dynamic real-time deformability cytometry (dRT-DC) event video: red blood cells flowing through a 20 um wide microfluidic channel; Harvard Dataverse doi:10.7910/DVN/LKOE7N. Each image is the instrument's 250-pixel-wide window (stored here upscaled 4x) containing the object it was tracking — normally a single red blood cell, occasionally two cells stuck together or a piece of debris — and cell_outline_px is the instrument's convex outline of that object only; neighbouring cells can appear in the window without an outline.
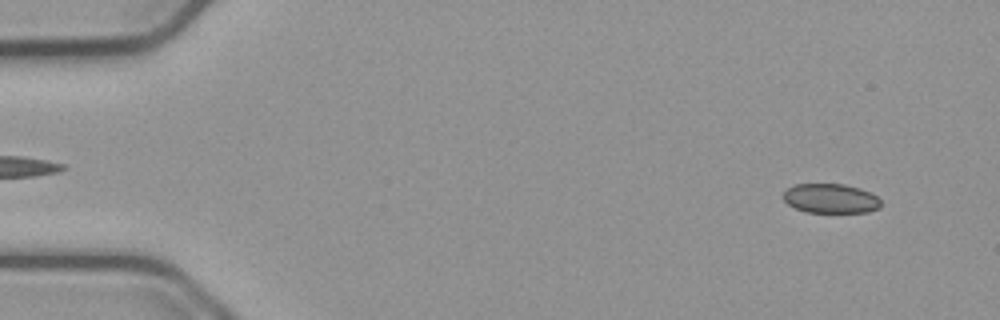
{"species": "common noctule bat (a hibernating species)", "species_latin": "Nyctalus noctula", "temperature_condition": "cold", "stored_images_in_passage": 55, "camera_frame_rate_fps": 3000, "um_per_image_px": 0.085, "animal": {"sex": "male", "body_mass_g": 23.1, "forearm_length_mm": 52.7}, "frame": {"image": 1, "passage_image": 4, "time_ms": 1.0, "image_size_px": [1000, 320], "cell_outline_px": [[880, 208], [868, 212], [804, 212], [788, 204], [780, 196], [788, 188], [796, 184], [844, 184], [860, 188], [876, 196], [880, 200]], "centroid_in_image_um": [70.58, 16.87], "position_along_channel_um": 14.4, "area_um2": 16.76}}
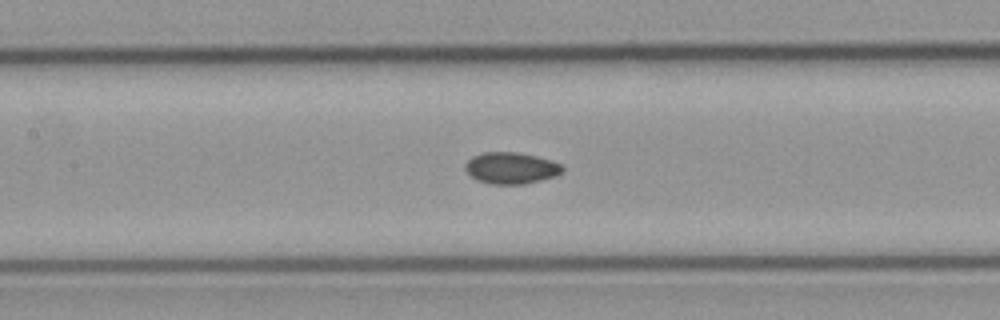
{"frame": {"image": 2, "passage_image": 25, "time_ms": 8.0, "image_size_px": [1000, 320], "cell_outline_px": [[564, 172], [556, 176], [524, 184], [492, 184], [476, 180], [464, 168], [464, 164], [472, 156], [484, 152], [520, 152], [552, 160], [560, 164], [564, 168]], "centroid_in_image_um": [43.45, 14.28], "position_along_channel_um": 163.9, "area_um2": 17.98}}
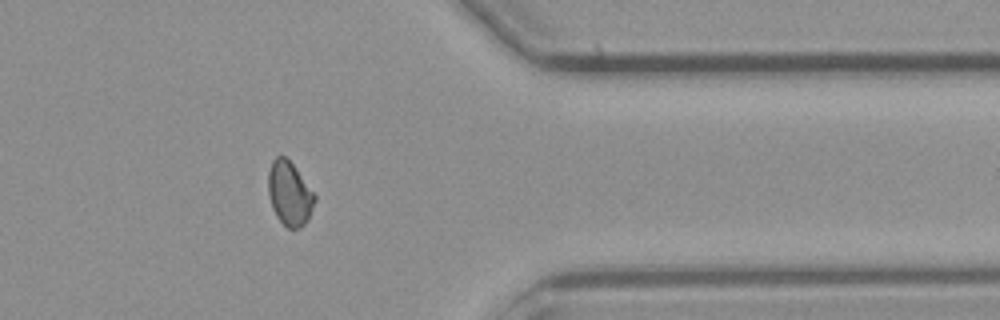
{"frame": {"image": 3, "passage_image": 44, "time_ms": 14.333, "image_size_px": [1000, 320], "cell_outline_px": [[316, 200], [308, 220], [300, 228], [288, 228], [276, 216], [272, 208], [268, 192], [268, 172], [272, 160], [276, 156], [284, 156], [292, 164], [316, 196]], "centroid_in_image_um": [24.6, 16.46], "position_along_channel_um": 386.8, "area_um2": 17.17}}